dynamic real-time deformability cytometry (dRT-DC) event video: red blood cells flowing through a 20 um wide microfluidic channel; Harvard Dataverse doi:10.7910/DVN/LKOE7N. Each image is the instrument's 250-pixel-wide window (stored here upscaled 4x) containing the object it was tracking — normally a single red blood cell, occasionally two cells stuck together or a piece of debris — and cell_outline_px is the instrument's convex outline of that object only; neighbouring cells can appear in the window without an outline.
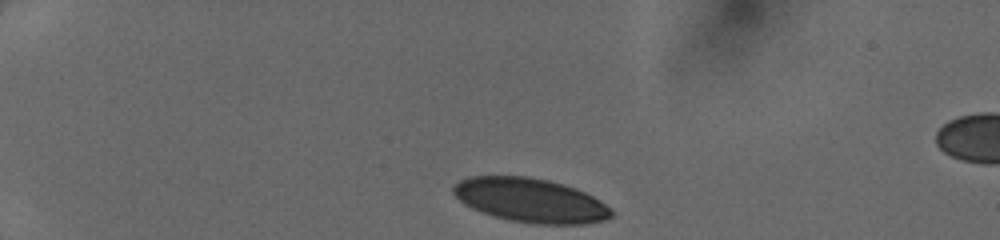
{"species": "human", "species_latin": "Homo sapiens", "temperature_condition": "cold", "stored_images_in_passage": 33, "camera_frame_rate_fps": 3000, "um_per_image_px": 0.085, "donor": {"sex": "female"}, "frame": {"image": 1, "passage_image": 1, "time_ms": 0.0, "image_size_px": [1000, 240], "cell_outline_px": [[612, 216], [608, 220], [584, 224], [532, 224], [508, 220], [472, 208], [464, 204], [452, 192], [452, 188], [460, 180], [468, 176], [528, 176], [548, 180], [576, 188], [600, 200], [612, 212]], "centroid_in_image_um": [45.09, 17.02], "position_along_channel_um": 39.9, "area_um2": 40.52}}
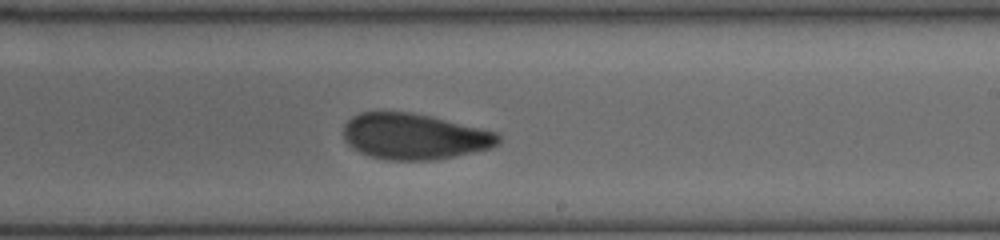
{"frame": {"image": 2, "passage_image": 21, "time_ms": 6.667, "image_size_px": [1000, 240], "cell_outline_px": [[500, 144], [488, 148], [456, 156], [436, 160], [388, 160], [368, 156], [352, 148], [344, 140], [344, 124], [352, 116], [360, 112], [412, 112], [480, 128], [496, 132], [500, 136]], "centroid_in_image_um": [35.18, 11.6], "position_along_channel_um": 253.8, "area_um2": 41.38}}
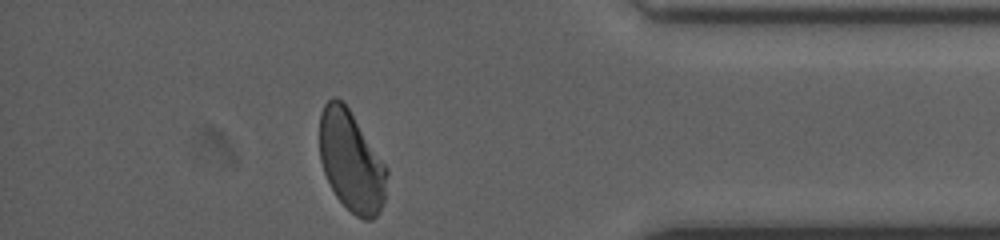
{"frame": {"image": 3, "passage_image": 33, "time_ms": 10.667, "image_size_px": [1000, 240], "cell_outline_px": [[388, 172], [384, 200], [380, 212], [372, 220], [364, 220], [356, 216], [336, 196], [324, 172], [320, 160], [320, 112], [324, 104], [332, 96], [336, 96], [344, 100], [388, 168]], "centroid_in_image_um": [29.86, 13.67], "position_along_channel_um": 405.3, "area_um2": 39.71}}